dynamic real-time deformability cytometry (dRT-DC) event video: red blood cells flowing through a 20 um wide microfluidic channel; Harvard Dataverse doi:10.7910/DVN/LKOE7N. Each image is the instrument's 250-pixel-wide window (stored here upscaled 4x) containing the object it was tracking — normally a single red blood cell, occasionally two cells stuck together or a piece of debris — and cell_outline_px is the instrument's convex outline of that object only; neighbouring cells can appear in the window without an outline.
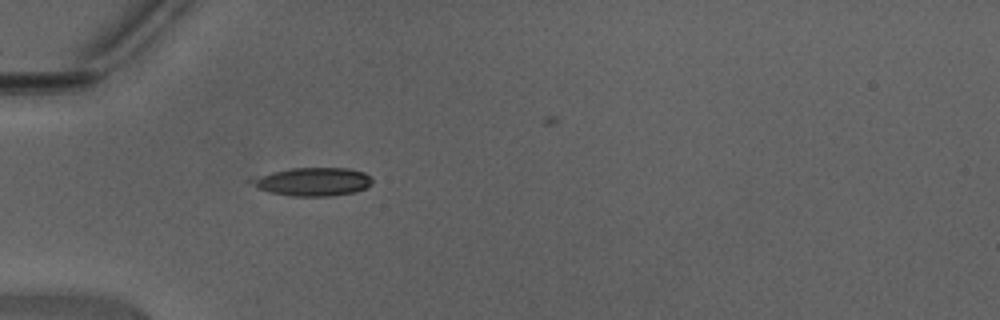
{"species": "Egyptian fruit bat (a non-hibernating species)", "species_latin": "Rousettus aegyptiacus", "temperature_condition": "warm", "stored_images_in_passage": 8, "camera_frame_rate_fps": 3000, "um_per_image_px": 0.085, "animal": {"sex": "male"}, "frame": {"image": 1, "passage_image": 1, "time_ms": 0.0, "image_size_px": [1000, 320], "cell_outline_px": [[372, 184], [356, 192], [332, 196], [292, 196], [268, 192], [244, 180], [252, 176], [292, 168], [348, 168], [364, 172], [372, 180]], "centroid_in_image_um": [26.53, 15.44], "position_along_channel_um": 58.5, "area_um2": 20.11}}
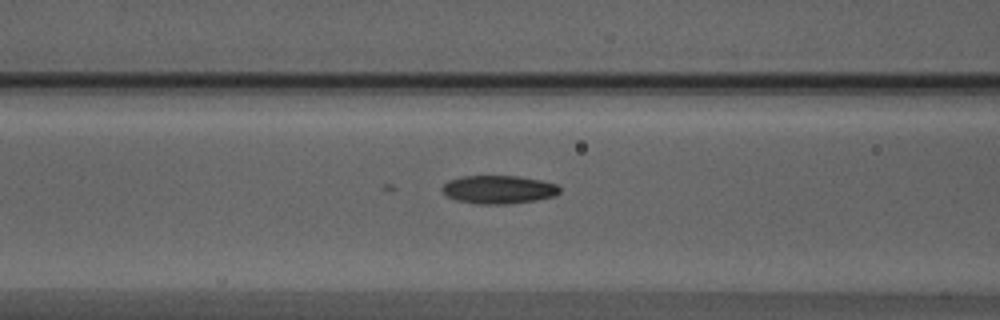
{"frame": {"image": 2, "passage_image": 6, "time_ms": 1.667, "image_size_px": [1000, 320], "cell_outline_px": [[560, 192], [556, 196], [536, 200], [508, 204], [476, 204], [456, 200], [448, 196], [440, 188], [448, 180], [460, 176], [520, 176], [540, 180], [556, 184], [560, 188]], "centroid_in_image_um": [42.38, 16.11], "position_along_channel_um": 124.2, "area_um2": 19.48}}